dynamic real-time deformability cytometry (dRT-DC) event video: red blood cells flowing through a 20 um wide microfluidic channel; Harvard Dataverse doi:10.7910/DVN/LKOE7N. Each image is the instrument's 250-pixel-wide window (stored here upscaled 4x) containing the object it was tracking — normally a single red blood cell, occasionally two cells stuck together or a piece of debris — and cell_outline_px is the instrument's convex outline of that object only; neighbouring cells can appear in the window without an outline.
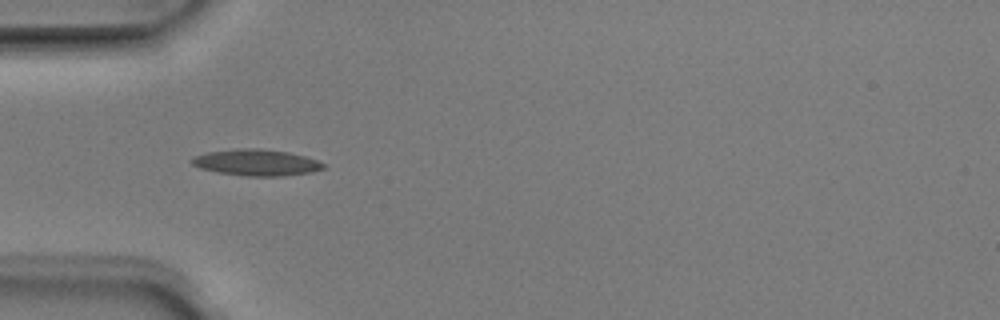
{"species": "Egyptian fruit bat (a non-hibernating species)", "species_latin": "Rousettus aegyptiacus", "temperature_condition": "room temperature", "stored_images_in_passage": 5, "camera_frame_rate_fps": 3000, "um_per_image_px": 0.085, "animal": {"sex": "male"}, "frame": {"image": 1, "passage_image": 5, "time_ms": 1.333, "image_size_px": [1000, 320], "cell_outline_px": [[324, 168], [312, 172], [280, 176], [248, 176], [216, 172], [200, 168], [192, 164], [188, 160], [192, 156], [208, 152], [240, 148], [256, 148], [288, 152], [304, 156], [316, 160], [324, 164]], "centroid_in_image_um": [21.73, 13.81], "position_along_channel_um": 63.3, "area_um2": 20.11}}